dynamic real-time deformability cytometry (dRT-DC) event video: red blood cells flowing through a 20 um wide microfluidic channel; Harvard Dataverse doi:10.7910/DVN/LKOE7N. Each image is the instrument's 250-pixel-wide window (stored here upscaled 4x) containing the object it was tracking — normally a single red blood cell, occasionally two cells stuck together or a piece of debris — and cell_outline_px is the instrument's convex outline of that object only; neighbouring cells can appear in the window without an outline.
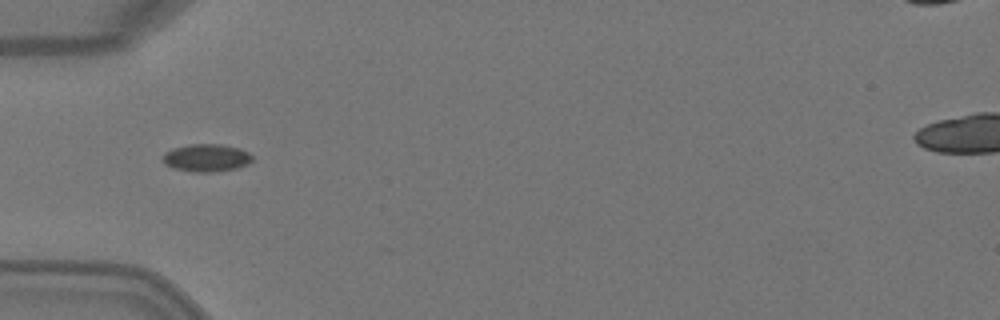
{"species": "Egyptian fruit bat (a non-hibernating species)", "species_latin": "Rousettus aegyptiacus", "temperature_condition": "warm", "stored_images_in_passage": 6, "segment_of_instrument_passage": [2, 2], "camera_frame_rate_fps": 3000, "um_per_image_px": 0.085, "animal": {"sex": "female"}, "frame": {"image": 1, "passage_image": 6, "time_ms": 1.667, "image_size_px": [1000, 320], "cell_outline_px": [[252, 160], [248, 164], [236, 168], [212, 172], [192, 172], [172, 168], [164, 164], [164, 152], [172, 148], [192, 144], [220, 144], [240, 148], [248, 152], [252, 156]], "centroid_in_image_um": [17.54, 13.41], "position_along_channel_um": 67.5, "area_um2": 14.45}}